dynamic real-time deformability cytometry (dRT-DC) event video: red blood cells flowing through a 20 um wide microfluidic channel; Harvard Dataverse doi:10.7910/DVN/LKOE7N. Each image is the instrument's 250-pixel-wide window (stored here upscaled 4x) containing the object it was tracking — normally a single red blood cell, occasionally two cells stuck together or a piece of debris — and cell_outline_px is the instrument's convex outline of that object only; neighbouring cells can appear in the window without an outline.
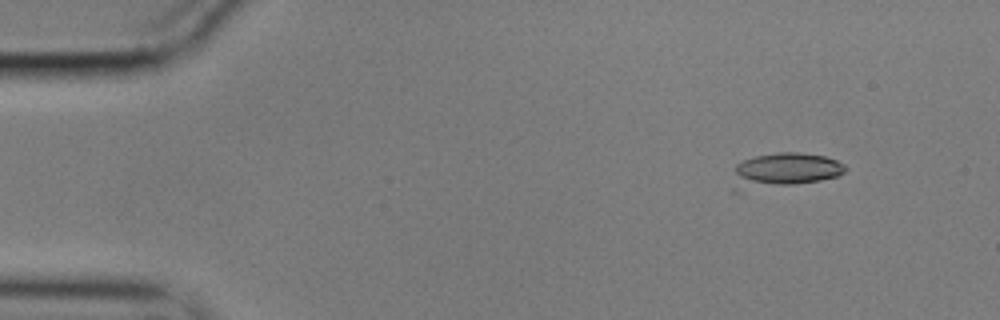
{"species": "common noctule bat (a hibernating species)", "species_latin": "Nyctalus noctula", "temperature_condition": "cold", "stored_images_in_passage": 12, "camera_frame_rate_fps": 3000, "um_per_image_px": 0.085, "animal": {"sex": "male", "body_mass_g": 17.9}, "frame": {"image": 1, "passage_image": 5, "time_ms": 1.333, "image_size_px": [1000, 320], "cell_outline_px": [[848, 168], [844, 172], [836, 176], [820, 180], [792, 184], [776, 184], [740, 180], [736, 172], [736, 164], [744, 160], [756, 156], [780, 152], [800, 152], [824, 156], [836, 160], [844, 164]], "centroid_in_image_um": [67.04, 14.3], "position_along_channel_um": 18.0, "area_um2": 19.77}}